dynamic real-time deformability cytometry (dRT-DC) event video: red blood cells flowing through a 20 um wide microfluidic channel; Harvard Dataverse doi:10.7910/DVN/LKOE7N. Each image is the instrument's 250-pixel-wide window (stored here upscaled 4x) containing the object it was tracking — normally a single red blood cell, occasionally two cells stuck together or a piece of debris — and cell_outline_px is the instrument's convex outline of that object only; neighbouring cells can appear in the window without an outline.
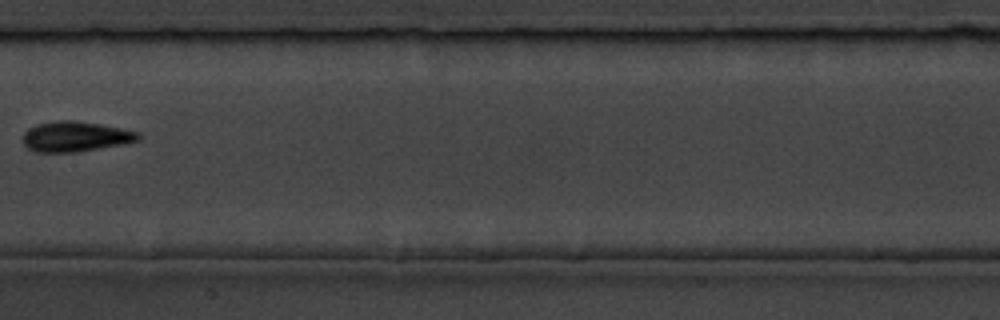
{"species": "common noctule bat (a hibernating species)", "species_latin": "Nyctalus noctula", "temperature_condition": "room temperature", "stored_images_in_passage": 9, "camera_frame_rate_fps": 3000, "um_per_image_px": 0.085, "animal": {"sex": "male", "body_mass_g": 19.5, "forearm_length_mm": 54.6}, "frame": {"image": 1, "passage_image": 9, "time_ms": 9.333, "image_size_px": [1000, 320], "cell_outline_px": [[140, 140], [120, 144], [76, 152], [36, 152], [28, 148], [24, 144], [24, 132], [28, 128], [36, 124], [56, 120], [72, 120], [100, 124], [140, 132]], "centroid_in_image_um": [6.39, 11.59], "position_along_channel_um": 201.0, "area_um2": 20.17}}